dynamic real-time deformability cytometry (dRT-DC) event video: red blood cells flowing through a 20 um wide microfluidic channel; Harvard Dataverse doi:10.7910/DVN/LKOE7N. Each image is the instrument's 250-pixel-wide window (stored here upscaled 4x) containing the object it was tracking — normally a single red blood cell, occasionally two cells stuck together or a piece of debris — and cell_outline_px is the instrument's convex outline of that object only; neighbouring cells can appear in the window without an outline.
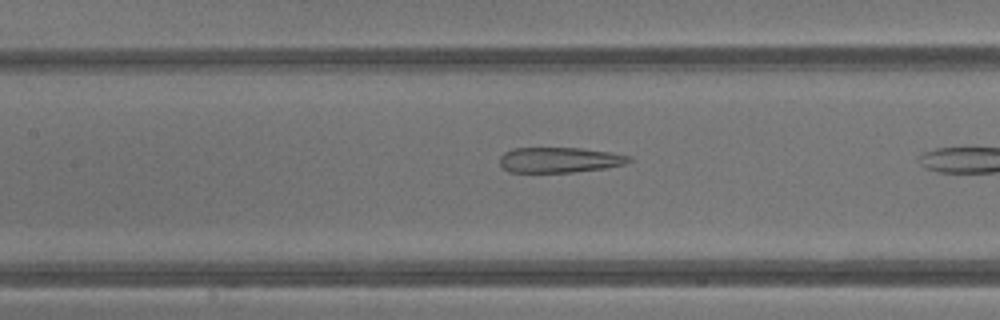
{"species": "common noctule bat (a hibernating species)", "species_latin": "Nyctalus noctula", "temperature_condition": "warm", "stored_images_in_passage": 8, "camera_frame_rate_fps": 3000, "um_per_image_px": 0.085, "animal": {"sex": "male", "body_mass_g": 13.3}, "frame": {"image": 1, "passage_image": 7, "time_ms": 2.0, "image_size_px": [1000, 320], "cell_outline_px": [[632, 160], [624, 164], [604, 168], [572, 172], [508, 172], [500, 164], [500, 156], [504, 152], [512, 148], [580, 148], [612, 152], [632, 156]], "centroid_in_image_um": [47.56, 13.58], "position_along_channel_um": 159.8, "area_um2": 19.13}}